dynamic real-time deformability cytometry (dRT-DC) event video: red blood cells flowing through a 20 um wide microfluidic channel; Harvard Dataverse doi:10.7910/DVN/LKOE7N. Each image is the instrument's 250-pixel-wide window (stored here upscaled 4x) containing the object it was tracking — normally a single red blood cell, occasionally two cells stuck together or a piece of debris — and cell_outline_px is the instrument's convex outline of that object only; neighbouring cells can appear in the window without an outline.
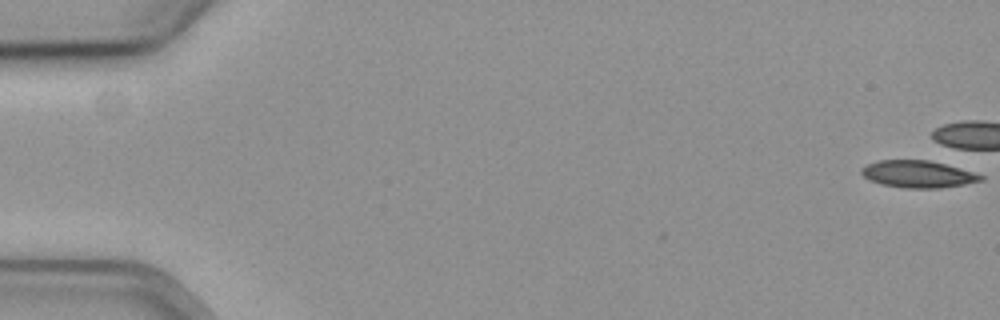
{"species": "common noctule bat (a hibernating species)", "species_latin": "Nyctalus noctula", "temperature_condition": "cold", "stored_images_in_passage": 4, "camera_frame_rate_fps": 3000, "um_per_image_px": 0.085, "animal": {"sex": "female", "body_mass_g": 19.3, "forearm_length_mm": 54.1}, "frame": {"image": 1, "passage_image": 1, "time_ms": 0.0, "image_size_px": [1000, 320], "cell_outline_px": [[984, 180], [964, 184], [940, 188], [900, 188], [880, 184], [868, 180], [860, 172], [860, 168], [868, 164], [880, 160], [928, 160], [960, 168], [984, 176]], "centroid_in_image_um": [77.99, 14.81], "position_along_channel_um": 7.0, "area_um2": 18.84}}